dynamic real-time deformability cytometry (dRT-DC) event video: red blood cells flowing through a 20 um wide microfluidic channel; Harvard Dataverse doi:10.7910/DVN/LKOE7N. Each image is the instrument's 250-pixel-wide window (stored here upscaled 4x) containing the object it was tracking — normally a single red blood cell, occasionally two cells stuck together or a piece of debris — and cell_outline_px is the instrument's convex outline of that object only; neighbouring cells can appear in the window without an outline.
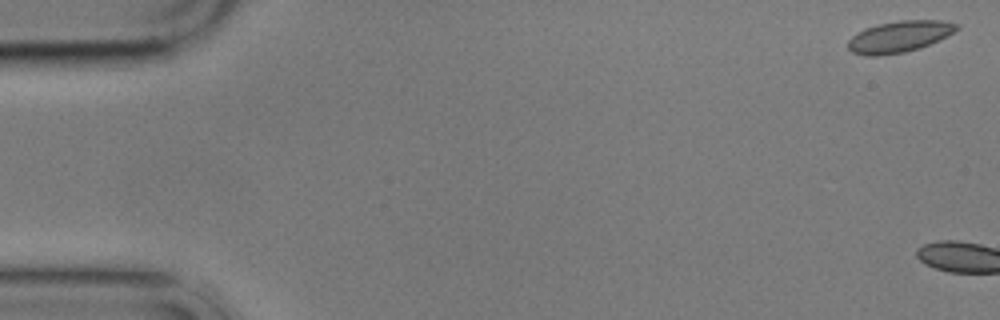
{"species": "common noctule bat (a hibernating species)", "species_latin": "Nyctalus noctula", "temperature_condition": "cold", "stored_images_in_passage": 2, "camera_frame_rate_fps": 3000, "um_per_image_px": 0.085, "animal": {"sex": "male", "body_mass_g": 17.9}, "frame": {"image": 1, "passage_image": 1, "time_ms": 0.0, "image_size_px": [1000, 320], "cell_outline_px": [[960, 28], [940, 40], [920, 48], [904, 52], [880, 56], [864, 56], [852, 52], [848, 48], [848, 40], [856, 32], [864, 28], [880, 24], [900, 20], [940, 20], [960, 24]], "centroid_in_image_um": [76.44, 3.12], "position_along_channel_um": 8.6, "area_um2": 20.06}}